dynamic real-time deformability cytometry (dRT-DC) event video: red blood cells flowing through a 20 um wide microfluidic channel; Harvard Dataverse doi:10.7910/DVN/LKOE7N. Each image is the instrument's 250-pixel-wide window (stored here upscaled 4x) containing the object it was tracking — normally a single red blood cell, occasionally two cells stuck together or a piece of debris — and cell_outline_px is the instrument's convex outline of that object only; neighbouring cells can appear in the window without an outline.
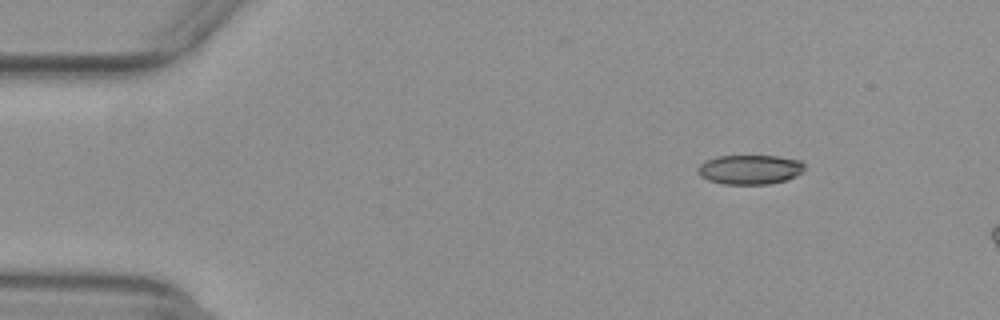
{"species": "common noctule bat (a hibernating species)", "species_latin": "Nyctalus noctula", "temperature_condition": "warm", "stored_images_in_passage": 12, "camera_frame_rate_fps": 3000, "um_per_image_px": 0.085, "animal": {"sex": "female", "body_mass_g": 29.2, "forearm_length_mm": 56.3}, "frame": {"image": 1, "passage_image": 6, "time_ms": 1.667, "image_size_px": [1000, 320], "cell_outline_px": [[804, 172], [788, 180], [768, 184], [724, 184], [708, 180], [700, 176], [700, 164], [704, 160], [716, 156], [780, 156], [800, 160], [804, 164]], "centroid_in_image_um": [63.79, 14.41], "position_along_channel_um": 21.2, "area_um2": 18.44}}